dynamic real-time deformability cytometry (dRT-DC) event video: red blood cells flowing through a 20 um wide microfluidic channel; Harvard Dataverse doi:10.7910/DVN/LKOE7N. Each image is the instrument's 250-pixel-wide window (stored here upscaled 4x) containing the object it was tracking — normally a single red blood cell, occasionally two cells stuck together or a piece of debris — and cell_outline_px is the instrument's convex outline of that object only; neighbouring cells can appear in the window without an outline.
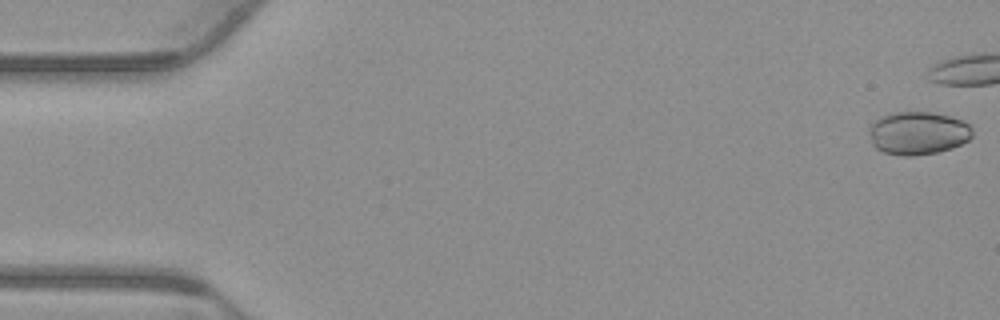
{"species": "common noctule bat (a hibernating species)", "species_latin": "Nyctalus noctula", "temperature_condition": "warm", "stored_images_in_passage": 23, "camera_frame_rate_fps": 3000, "um_per_image_px": 0.085, "animal": {"sex": "male", "body_mass_g": 23.1, "forearm_length_mm": 52.7}, "frame": {"image": 1, "passage_image": 1, "time_ms": 0.0, "image_size_px": [1000, 320], "cell_outline_px": [[972, 136], [968, 140], [952, 148], [936, 152], [912, 156], [904, 156], [884, 152], [876, 148], [872, 144], [868, 132], [868, 128], [876, 120], [884, 116], [896, 112], [932, 112], [964, 120], [972, 128]], "centroid_in_image_um": [78.03, 11.31], "position_along_channel_um": 7.0, "area_um2": 25.84}}